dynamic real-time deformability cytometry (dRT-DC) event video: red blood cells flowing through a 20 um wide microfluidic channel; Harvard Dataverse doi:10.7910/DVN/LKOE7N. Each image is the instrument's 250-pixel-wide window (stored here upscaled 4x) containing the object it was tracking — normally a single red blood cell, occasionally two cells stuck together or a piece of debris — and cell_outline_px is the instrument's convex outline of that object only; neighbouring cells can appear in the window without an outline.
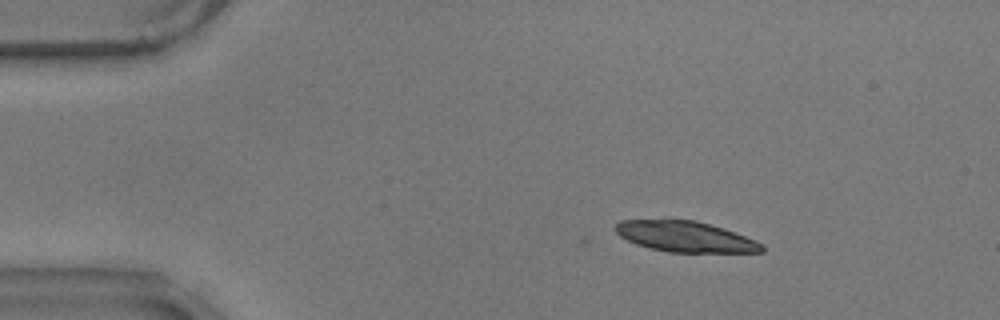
{"species": "common noctule bat (a hibernating species)", "species_latin": "Nyctalus noctula", "temperature_condition": "warm", "stored_images_in_passage": 7, "camera_frame_rate_fps": 3000, "um_per_image_px": 0.085, "animal": {"sex": "male", "body_mass_g": 17.9}, "frame": {"image": 1, "passage_image": 1, "time_ms": 0.0, "image_size_px": [1000, 320], "cell_outline_px": [[764, 252], [672, 252], [652, 248], [636, 244], [620, 236], [612, 228], [620, 220], [696, 220], [724, 228], [736, 232], [756, 240], [764, 244]], "centroid_in_image_um": [58.28, 20.11], "position_along_channel_um": 26.7, "area_um2": 26.13}}